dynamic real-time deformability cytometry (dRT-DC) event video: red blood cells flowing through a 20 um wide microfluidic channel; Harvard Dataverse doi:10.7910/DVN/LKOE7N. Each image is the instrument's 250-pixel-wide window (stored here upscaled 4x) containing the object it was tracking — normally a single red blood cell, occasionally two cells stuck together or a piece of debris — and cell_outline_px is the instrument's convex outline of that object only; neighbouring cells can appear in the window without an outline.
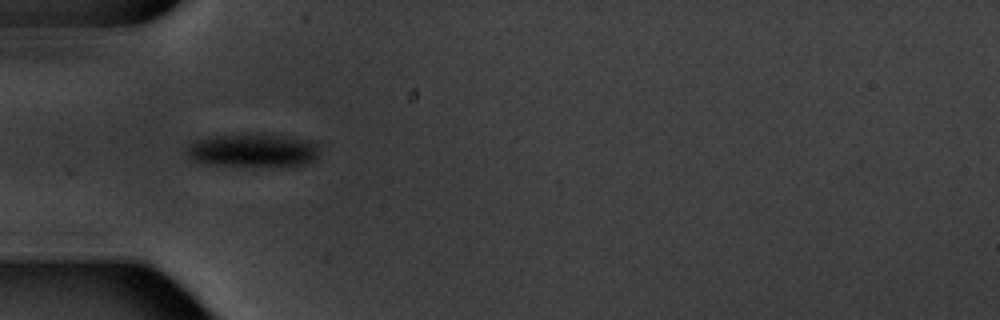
{"species": "common noctule bat (a hibernating species)", "species_latin": "Nyctalus noctula", "temperature_condition": "warm", "stored_images_in_passage": 6, "camera_frame_rate_fps": 3000, "um_per_image_px": 0.085, "animal": {"sex": "male", "body_mass_g": 20.1, "forearm_length_mm": 53.5}, "frame": {"image": 1, "passage_image": 5, "time_ms": 4.667, "image_size_px": [1000, 320], "cell_outline_px": [[320, 156], [316, 160], [308, 164], [284, 168], [204, 164], [192, 160], [184, 152], [188, 144], [196, 140], [208, 136], [288, 136], [312, 140], [316, 144], [320, 152]], "centroid_in_image_um": [21.56, 12.85], "position_along_channel_um": 63.4, "area_um2": 26.36}}
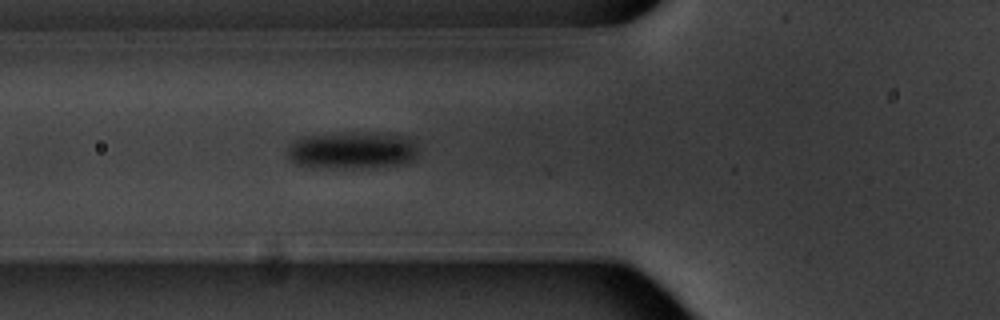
{"frame": {"image": 2, "passage_image": 6, "time_ms": 5.667, "image_size_px": [1000, 320], "cell_outline_px": [[416, 156], [412, 160], [400, 164], [368, 168], [336, 168], [296, 164], [288, 156], [288, 148], [296, 140], [304, 136], [376, 132], [396, 136], [408, 140], [416, 148]], "centroid_in_image_um": [29.9, 12.8], "position_along_channel_um": 95.9, "area_um2": 27.4}}